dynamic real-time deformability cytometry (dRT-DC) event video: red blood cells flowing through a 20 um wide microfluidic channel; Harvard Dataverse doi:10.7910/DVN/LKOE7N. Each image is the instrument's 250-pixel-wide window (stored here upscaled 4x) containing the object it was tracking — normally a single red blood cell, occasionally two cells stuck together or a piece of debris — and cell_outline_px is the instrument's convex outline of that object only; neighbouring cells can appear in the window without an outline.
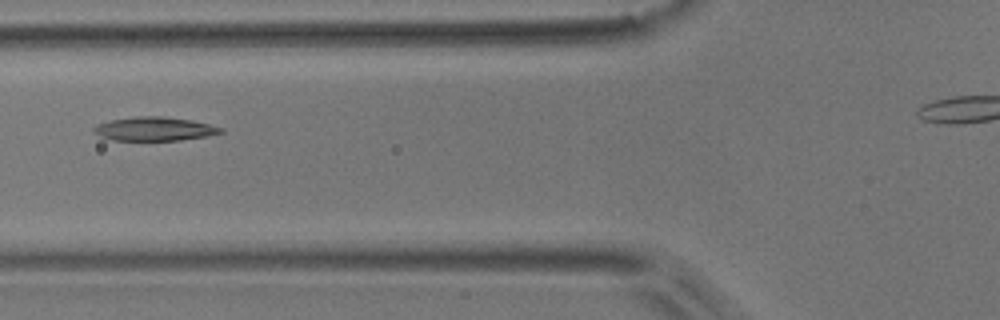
{"species": "common noctule bat (a hibernating species)", "species_latin": "Nyctalus noctula", "temperature_condition": "room temperature", "stored_images_in_passage": 10, "camera_frame_rate_fps": 3000, "um_per_image_px": 0.085, "animal": {"sex": "male", "body_mass_g": 17.9}, "frame": {"image": 1, "passage_image": 6, "time_ms": 1.667, "image_size_px": [1000, 320], "cell_outline_px": [[224, 132], [208, 136], [180, 140], [112, 140], [100, 136], [92, 132], [92, 128], [96, 124], [112, 120], [136, 116], [164, 116], [192, 120], [224, 128]], "centroid_in_image_um": [13.12, 10.95], "position_along_channel_um": 112.7, "area_um2": 17.69}}
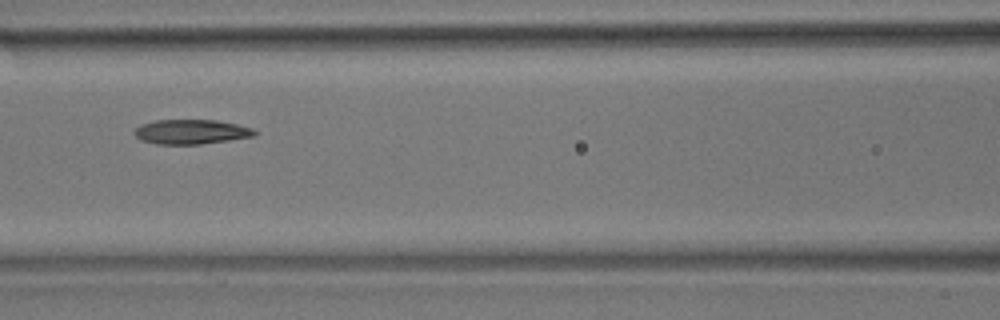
{"frame": {"image": 2, "passage_image": 7, "time_ms": 2.0, "image_size_px": [1000, 320], "cell_outline_px": [[256, 136], [200, 144], [156, 144], [140, 140], [132, 132], [140, 124], [156, 120], [216, 120], [236, 124], [252, 128], [256, 132]], "centroid_in_image_um": [16.21, 11.2], "position_along_channel_um": 150.4, "area_um2": 17.22}}